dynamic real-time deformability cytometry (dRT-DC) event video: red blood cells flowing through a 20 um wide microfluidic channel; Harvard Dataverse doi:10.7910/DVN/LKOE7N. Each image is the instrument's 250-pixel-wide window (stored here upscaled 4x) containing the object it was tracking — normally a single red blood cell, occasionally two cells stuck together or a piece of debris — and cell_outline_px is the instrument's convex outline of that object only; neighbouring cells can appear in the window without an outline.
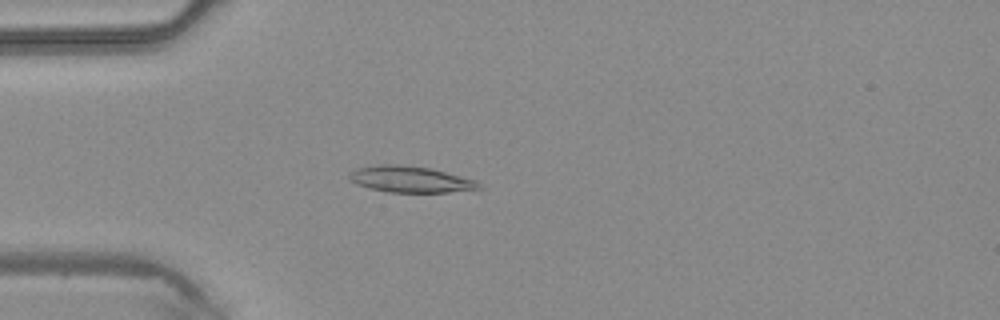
{"species": "common noctule bat (a hibernating species)", "species_latin": "Nyctalus noctula", "temperature_condition": "warm", "stored_images_in_passage": 40, "camera_frame_rate_fps": 3000, "um_per_image_px": 0.085, "animal": {"sex": "male", "body_mass_g": 20.4}, "frame": {"image": 1, "passage_image": 9, "time_ms": 2.667, "image_size_px": [1000, 320], "cell_outline_px": [[484, 188], [448, 192], [388, 192], [368, 188], [356, 184], [348, 180], [348, 172], [356, 168], [380, 164], [396, 164], [432, 168], [476, 180]], "centroid_in_image_um": [34.84, 15.24], "position_along_channel_um": 50.2, "area_um2": 20.06}}
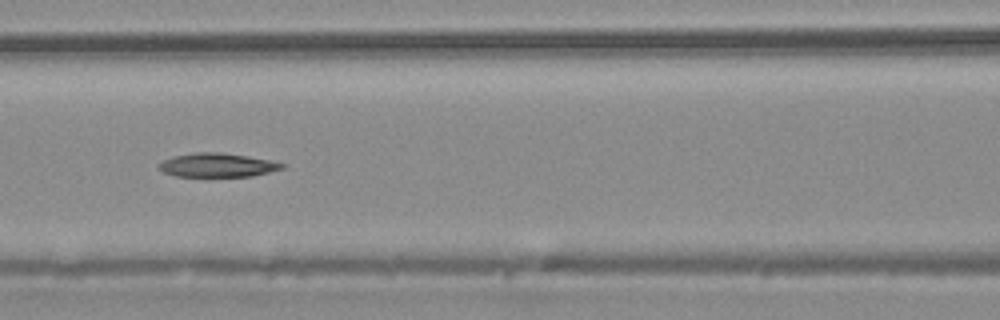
{"frame": {"image": 2, "passage_image": 16, "time_ms": 5.0, "image_size_px": [1000, 320], "cell_outline_px": [[288, 164], [284, 168], [252, 176], [176, 176], [164, 172], [160, 168], [160, 164], [164, 160], [172, 156], [196, 152], [220, 152], [248, 156]], "centroid_in_image_um": [18.51, 14.02], "position_along_channel_um": 148.1, "area_um2": 16.94}}
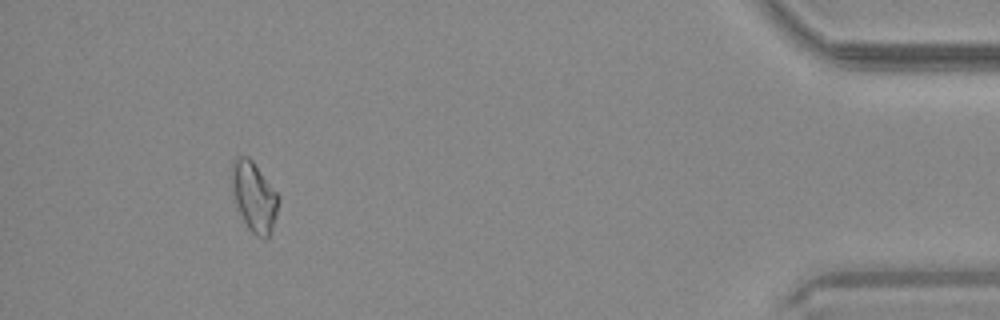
{"frame": {"image": 3, "passage_image": 37, "time_ms": 12.0, "image_size_px": [1000, 320], "cell_outline_px": [[280, 196], [276, 216], [272, 232], [264, 240], [256, 236], [248, 228], [232, 200], [232, 160], [236, 156], [248, 156], [252, 160]], "centroid_in_image_um": [21.59, 16.73], "position_along_channel_um": 413.6, "area_um2": 19.31}}